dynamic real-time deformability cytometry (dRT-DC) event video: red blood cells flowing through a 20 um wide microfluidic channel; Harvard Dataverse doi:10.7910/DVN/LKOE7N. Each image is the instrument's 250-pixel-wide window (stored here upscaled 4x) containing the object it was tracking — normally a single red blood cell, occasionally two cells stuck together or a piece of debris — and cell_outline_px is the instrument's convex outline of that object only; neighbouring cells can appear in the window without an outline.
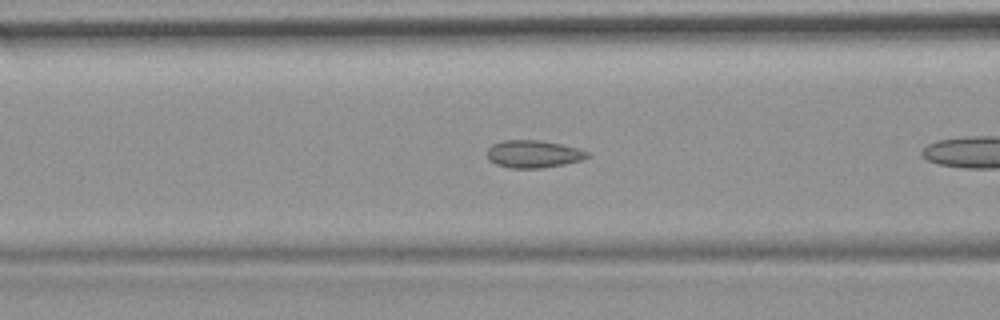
{"species": "common noctule bat (a hibernating species)", "species_latin": "Nyctalus noctula", "temperature_condition": "room temperature", "stored_images_in_passage": 8, "camera_frame_rate_fps": 3000, "um_per_image_px": 0.085, "animal": {"sex": "female", "body_mass_g": 19.9}, "frame": {"image": 1, "passage_image": 7, "time_ms": 2.0, "image_size_px": [1000, 320], "cell_outline_px": [[592, 156], [584, 160], [564, 164], [540, 168], [512, 168], [496, 164], [488, 160], [488, 148], [492, 144], [504, 140], [540, 140], [560, 144], [592, 152]], "centroid_in_image_um": [45.39, 13.09], "position_along_channel_um": 121.2, "area_um2": 16.18}}